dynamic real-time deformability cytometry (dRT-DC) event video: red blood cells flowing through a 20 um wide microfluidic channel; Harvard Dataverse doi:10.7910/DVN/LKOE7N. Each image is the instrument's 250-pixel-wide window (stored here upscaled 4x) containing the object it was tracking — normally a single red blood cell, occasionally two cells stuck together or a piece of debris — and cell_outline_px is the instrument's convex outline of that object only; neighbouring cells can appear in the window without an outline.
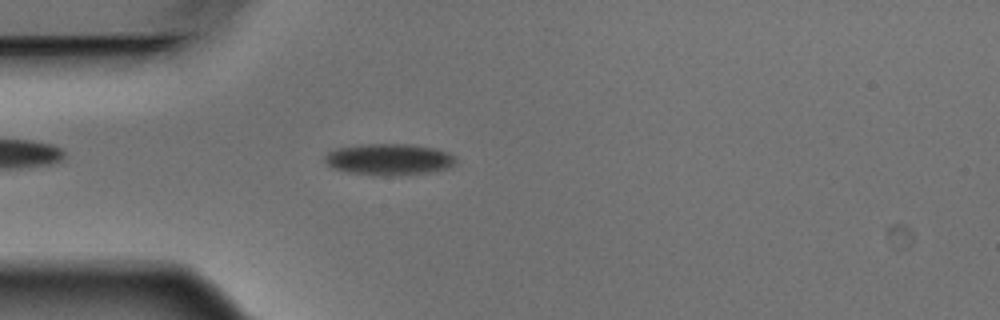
{"species": "Egyptian fruit bat (a non-hibernating species)", "species_latin": "Rousettus aegyptiacus", "temperature_condition": "warm", "stored_images_in_passage": 4, "camera_frame_rate_fps": 3000, "um_per_image_px": 0.085, "animal": {"sex": "male"}, "frame": {"image": 1, "passage_image": 4, "time_ms": 1.0, "image_size_px": [1000, 320], "cell_outline_px": [[456, 164], [448, 168], [428, 172], [392, 176], [384, 176], [348, 172], [332, 168], [324, 160], [324, 156], [328, 152], [336, 148], [368, 144], [408, 144], [432, 148], [448, 152], [456, 156]], "centroid_in_image_um": [33.07, 13.55], "position_along_channel_um": 51.9, "area_um2": 23.93}}